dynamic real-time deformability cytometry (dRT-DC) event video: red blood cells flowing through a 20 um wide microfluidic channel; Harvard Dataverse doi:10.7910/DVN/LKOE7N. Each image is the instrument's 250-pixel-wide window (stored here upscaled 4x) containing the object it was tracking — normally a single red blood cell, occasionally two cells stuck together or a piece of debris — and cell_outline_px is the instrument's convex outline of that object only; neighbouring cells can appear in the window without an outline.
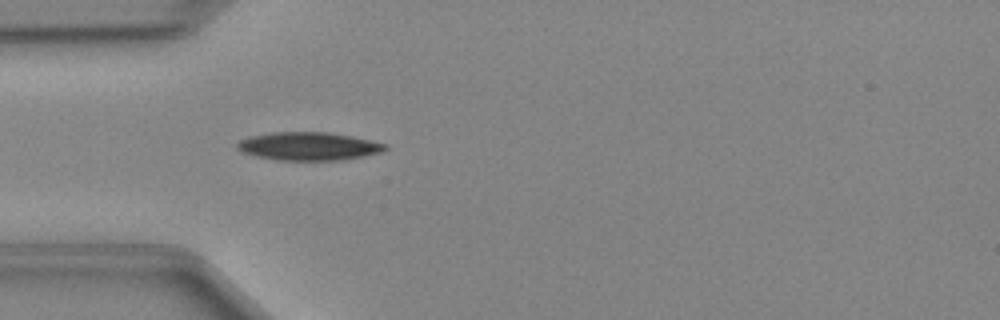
{"species": "Egyptian fruit bat (a non-hibernating species)", "species_latin": "Rousettus aegyptiacus", "temperature_condition": "cold", "stored_images_in_passage": 21, "camera_frame_rate_fps": 3000, "um_per_image_px": 0.085, "animal": {"sex": "female"}, "frame": {"image": 1, "passage_image": 4, "time_ms": 1.0, "image_size_px": [1000, 320], "cell_outline_px": [[388, 148], [380, 152], [344, 160], [276, 160], [256, 156], [240, 152], [236, 148], [236, 144], [240, 140], [248, 136], [272, 132], [328, 132], [388, 144]], "centroid_in_image_um": [26.17, 12.43], "position_along_channel_um": 58.8, "area_um2": 24.28}}
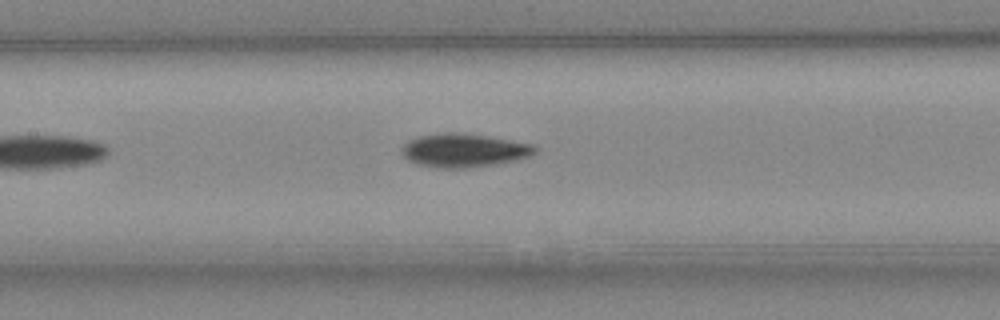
{"frame": {"image": 2, "passage_image": 12, "time_ms": 3.667, "image_size_px": [1000, 320], "cell_outline_px": [[540, 148], [532, 156], [496, 164], [468, 168], [436, 168], [416, 164], [408, 160], [400, 152], [400, 148], [408, 140], [420, 136], [444, 132], [460, 132], [488, 136], [536, 144]], "centroid_in_image_um": [39.46, 12.78], "position_along_channel_um": 167.9, "area_um2": 26.53}}
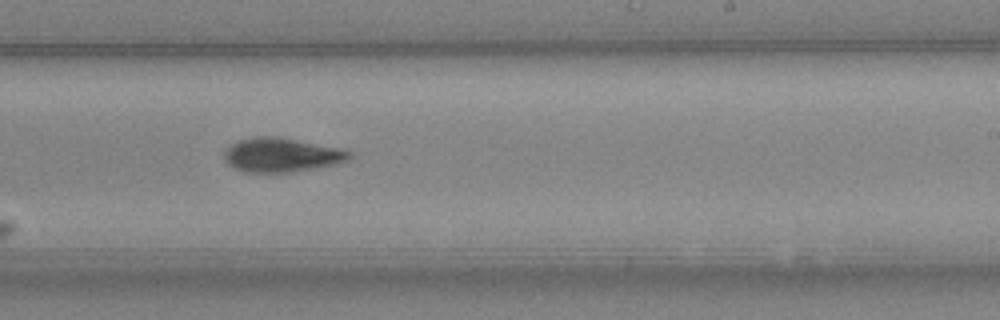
{"frame": {"image": 3, "passage_image": 19, "time_ms": 6.0, "image_size_px": [1000, 320], "cell_outline_px": [[352, 156], [348, 160], [316, 168], [292, 172], [244, 172], [232, 168], [224, 160], [224, 152], [232, 144], [240, 140], [256, 136], [276, 136], [336, 148], [352, 152]], "centroid_in_image_um": [23.87, 13.18], "position_along_channel_um": 265.1, "area_um2": 24.57}}